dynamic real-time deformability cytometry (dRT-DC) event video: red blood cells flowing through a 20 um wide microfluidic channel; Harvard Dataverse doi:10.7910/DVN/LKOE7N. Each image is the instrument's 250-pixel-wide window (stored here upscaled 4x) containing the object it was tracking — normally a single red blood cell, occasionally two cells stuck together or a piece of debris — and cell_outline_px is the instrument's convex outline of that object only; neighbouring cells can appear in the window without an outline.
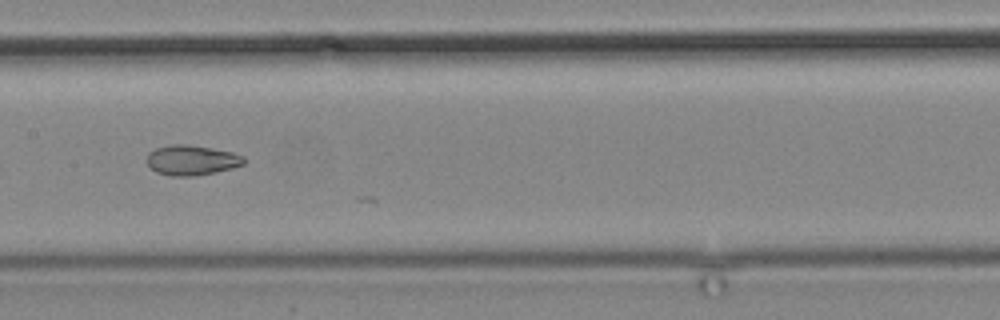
{"species": "common noctule bat (a hibernating species)", "species_latin": "Nyctalus noctula", "temperature_condition": "cold", "stored_images_in_passage": 17, "camera_frame_rate_fps": 3000, "um_per_image_px": 0.085, "animal": {"sex": "male", "body_mass_g": 19.2, "forearm_length_mm": 51.8}, "frame": {"image": 1, "passage_image": 17, "time_ms": 20.0, "image_size_px": [1000, 320], "cell_outline_px": [[244, 164], [232, 168], [216, 172], [196, 176], [168, 176], [156, 172], [148, 164], [148, 152], [156, 148], [172, 144], [188, 144], [212, 148], [232, 152], [244, 156]], "centroid_in_image_um": [16.29, 13.61], "position_along_channel_um": 191.1, "area_um2": 17.05}}